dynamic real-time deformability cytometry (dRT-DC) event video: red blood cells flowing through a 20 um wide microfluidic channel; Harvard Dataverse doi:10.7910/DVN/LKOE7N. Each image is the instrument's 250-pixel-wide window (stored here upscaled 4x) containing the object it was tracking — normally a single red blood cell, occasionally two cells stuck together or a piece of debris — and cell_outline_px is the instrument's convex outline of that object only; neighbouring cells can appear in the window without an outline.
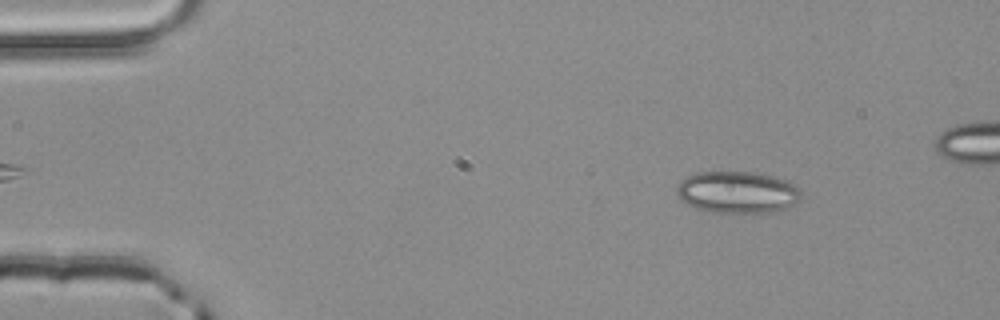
{"species": "common noctule bat (a hibernating species)", "species_latin": "Nyctalus noctula", "temperature_condition": "room temperature", "stored_images_in_passage": 3, "camera_frame_rate_fps": 3000, "um_per_image_px": 0.085, "animal": {"sex": "male", "body_mass_g": 20.4}, "frame": {"image": 1, "passage_image": 3, "time_ms": 0.667, "image_size_px": [1000, 320], "cell_outline_px": [[800, 200], [796, 204], [784, 208], [768, 212], [708, 212], [696, 208], [688, 204], [676, 192], [676, 188], [680, 180], [696, 172], [756, 172], [788, 180], [800, 188]], "centroid_in_image_um": [62.69, 16.32], "position_along_channel_um": 22.3, "area_um2": 30.29}}